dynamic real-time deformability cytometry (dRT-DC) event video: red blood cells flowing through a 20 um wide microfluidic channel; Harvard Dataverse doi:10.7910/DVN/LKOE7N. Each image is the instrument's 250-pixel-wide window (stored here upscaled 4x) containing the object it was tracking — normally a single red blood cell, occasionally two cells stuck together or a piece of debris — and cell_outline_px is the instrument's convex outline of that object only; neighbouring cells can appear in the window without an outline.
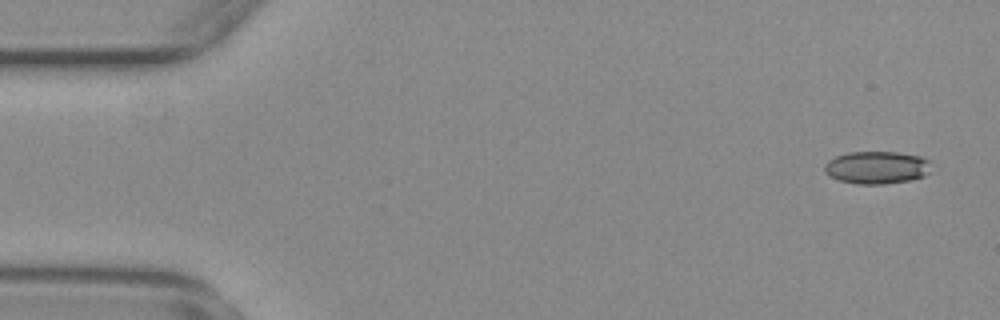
{"species": "common noctule bat (a hibernating species)", "species_latin": "Nyctalus noctula", "temperature_condition": "warm", "stored_images_in_passage": 54, "camera_frame_rate_fps": 3000, "um_per_image_px": 0.085, "animal": {"sex": "female", "body_mass_g": 29.2, "forearm_length_mm": 56.3}, "frame": {"image": 1, "passage_image": 2, "time_ms": 0.333, "image_size_px": [1000, 320], "cell_outline_px": [[932, 172], [924, 176], [912, 180], [884, 184], [856, 184], [840, 180], [824, 172], [824, 164], [828, 160], [836, 156], [848, 152], [896, 152], [920, 156], [928, 160]], "centroid_in_image_um": [74.55, 14.24], "position_along_channel_um": 10.5, "area_um2": 20.4}}
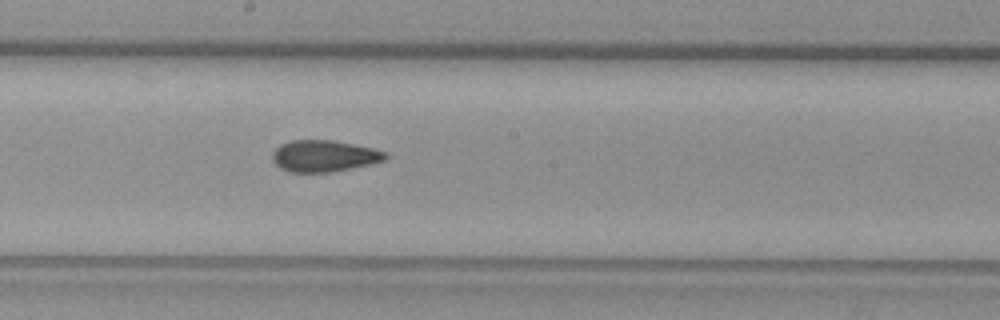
{"frame": {"image": 2, "passage_image": 29, "time_ms": 9.333, "image_size_px": [1000, 320], "cell_outline_px": [[388, 156], [384, 160], [372, 164], [332, 172], [288, 172], [280, 168], [272, 160], [272, 152], [280, 144], [292, 140], [332, 140], [372, 148], [388, 152]], "centroid_in_image_um": [27.54, 13.26], "position_along_channel_um": 220.7, "area_um2": 20.87}}
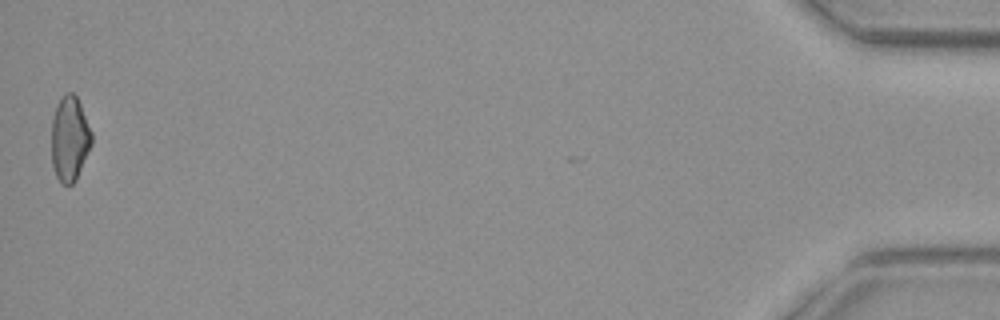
{"frame": {"image": 3, "passage_image": 54, "time_ms": 17.667, "image_size_px": [1000, 320], "cell_outline_px": [[92, 144], [76, 180], [72, 184], [60, 184], [56, 176], [52, 164], [52, 120], [56, 104], [60, 96], [64, 92], [72, 92], [76, 96], [80, 104], [92, 132]], "centroid_in_image_um": [5.92, 11.77], "position_along_channel_um": 429.3, "area_um2": 20.06}, "authors_computed_cell_mechanics": {"area_um2": 20.8658, "velocity_mm_per_s": 3.7584, "shape_relaxation_time_tau1_ms": null, "shape_relaxation_time_tau2_ms": 2.16, "deformation_change_tau1": null, "deformation_change_tau2": 0.0734}}